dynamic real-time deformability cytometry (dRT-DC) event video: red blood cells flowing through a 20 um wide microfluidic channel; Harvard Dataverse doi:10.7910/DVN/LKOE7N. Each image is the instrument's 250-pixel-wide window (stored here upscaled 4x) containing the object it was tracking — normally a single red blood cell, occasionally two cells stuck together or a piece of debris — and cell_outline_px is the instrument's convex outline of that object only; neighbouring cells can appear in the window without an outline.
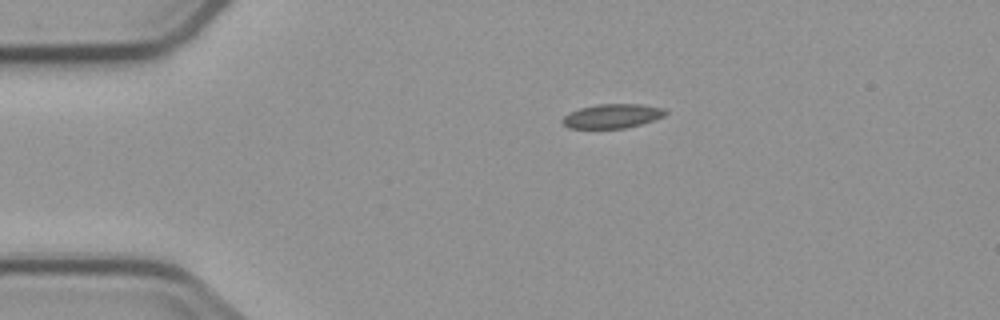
{"species": "common noctule bat (a hibernating species)", "species_latin": "Nyctalus noctula", "temperature_condition": "cold", "stored_images_in_passage": 2, "camera_frame_rate_fps": 3000, "um_per_image_px": 0.085, "animal": {"sex": "male", "body_mass_g": 23.1, "forearm_length_mm": 52.7}, "frame": {"image": 1, "passage_image": 2, "time_ms": 2.0, "image_size_px": [1000, 320], "cell_outline_px": [[668, 112], [664, 116], [640, 124], [624, 128], [568, 128], [560, 120], [568, 112], [580, 108], [596, 104], [644, 104], [664, 108]], "centroid_in_image_um": [52.02, 9.85], "position_along_channel_um": 33.0, "area_um2": 14.57}}